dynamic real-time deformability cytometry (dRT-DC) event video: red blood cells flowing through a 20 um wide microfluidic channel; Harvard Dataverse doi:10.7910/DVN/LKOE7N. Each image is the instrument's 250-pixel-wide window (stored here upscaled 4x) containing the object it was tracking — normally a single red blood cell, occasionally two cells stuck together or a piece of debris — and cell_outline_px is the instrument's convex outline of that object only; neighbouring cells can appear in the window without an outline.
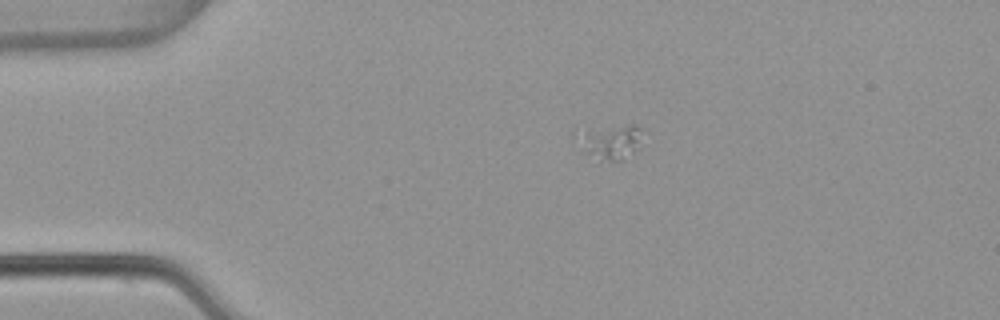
{"species": "common noctule bat (a hibernating species)", "species_latin": "Nyctalus noctula", "temperature_condition": "warm", "stored_images_in_passage": 2, "camera_frame_rate_fps": 3000, "um_per_image_px": 0.085, "animal": {"sex": "female", "body_mass_g": 22.7, "forearm_length_mm": 54.2}, "frame": {"image": 1, "passage_image": 1, "time_ms": 0.0, "image_size_px": [1000, 320], "cell_outline_px": [[640, 132], [636, 148], [620, 160], [600, 160], [588, 152], [572, 136], [572, 128], [632, 124], [636, 124], [640, 128]], "centroid_in_image_um": [51.7, 11.93], "position_along_channel_um": 33.3, "area_um2": 13.29}}